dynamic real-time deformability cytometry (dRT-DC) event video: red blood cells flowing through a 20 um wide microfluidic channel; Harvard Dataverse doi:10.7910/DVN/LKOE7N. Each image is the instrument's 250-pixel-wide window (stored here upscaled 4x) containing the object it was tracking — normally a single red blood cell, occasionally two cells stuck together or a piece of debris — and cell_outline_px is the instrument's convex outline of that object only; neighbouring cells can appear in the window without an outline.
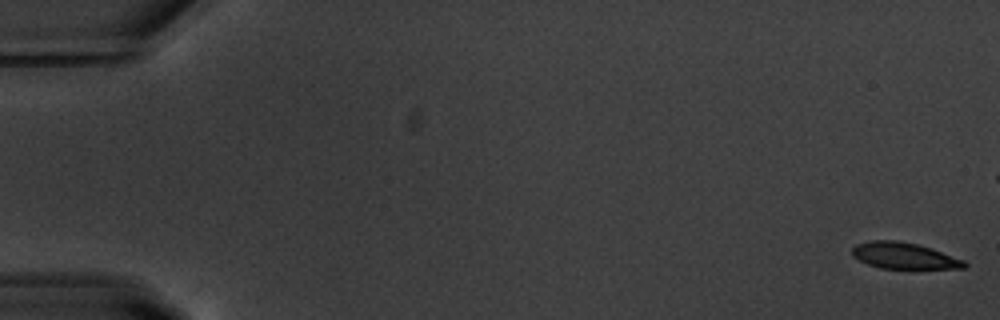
{"species": "common noctule bat (a hibernating species)", "species_latin": "Nyctalus noctula", "temperature_condition": "warm", "stored_images_in_passage": 56, "camera_frame_rate_fps": 3000, "um_per_image_px": 0.085, "animal": {"sex": "male", "body_mass_g": 20.1, "forearm_length_mm": 53.5}, "frame": {"image": 1, "passage_image": 1, "time_ms": 0.0, "image_size_px": [1000, 320], "cell_outline_px": [[968, 264], [964, 268], [880, 268], [868, 264], [852, 256], [852, 248], [856, 244], [872, 240], [896, 240], [916, 244], [932, 248], [964, 260]], "centroid_in_image_um": [76.83, 21.73], "position_along_channel_um": 8.2, "area_um2": 17.05}}
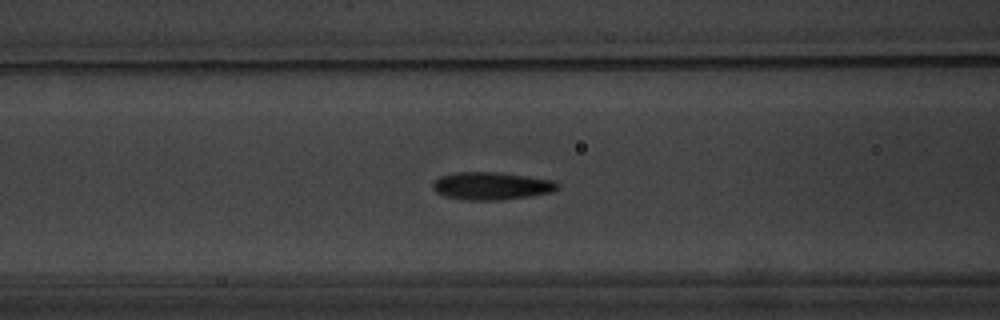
{"frame": {"image": 2, "passage_image": 23, "time_ms": 7.333, "image_size_px": [1000, 320], "cell_outline_px": [[560, 188], [552, 192], [528, 196], [500, 200], [464, 200], [444, 196], [436, 192], [432, 188], [432, 184], [440, 176], [456, 172], [500, 172], [556, 180], [560, 184]], "centroid_in_image_um": [41.8, 15.8], "position_along_channel_um": 124.8, "area_um2": 20.35}}
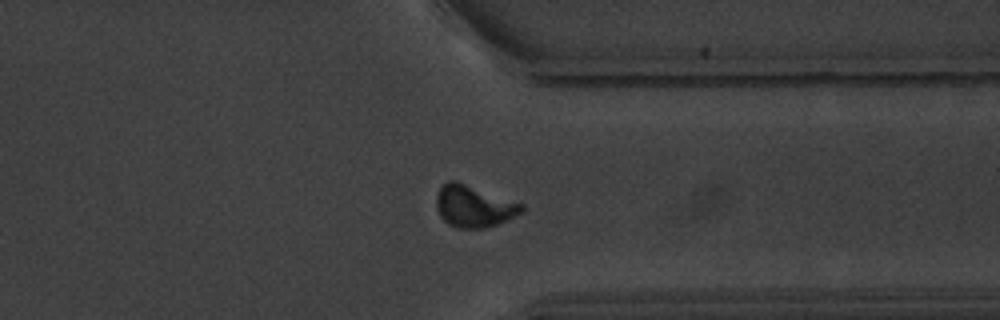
{"frame": {"image": 3, "passage_image": 43, "time_ms": 14.0, "image_size_px": [1000, 320], "cell_outline_px": [[524, 212], [496, 224], [484, 228], [456, 228], [448, 224], [440, 216], [436, 204], [436, 196], [440, 188], [448, 180], [456, 180], [524, 204]], "centroid_in_image_um": [40.27, 17.52], "position_along_channel_um": 371.1, "area_um2": 20.75}, "authors_computed_cell_mechanics": {"area_um2": 19.0451, "velocity_mm_per_s": 3.7104, "shape_relaxation_time_tau1_ms": 2.8678, "shape_relaxation_time_tau2_ms": 1.1217, "deformation_change_tau1": 0.1531, "deformation_change_tau2": 0.0876}}